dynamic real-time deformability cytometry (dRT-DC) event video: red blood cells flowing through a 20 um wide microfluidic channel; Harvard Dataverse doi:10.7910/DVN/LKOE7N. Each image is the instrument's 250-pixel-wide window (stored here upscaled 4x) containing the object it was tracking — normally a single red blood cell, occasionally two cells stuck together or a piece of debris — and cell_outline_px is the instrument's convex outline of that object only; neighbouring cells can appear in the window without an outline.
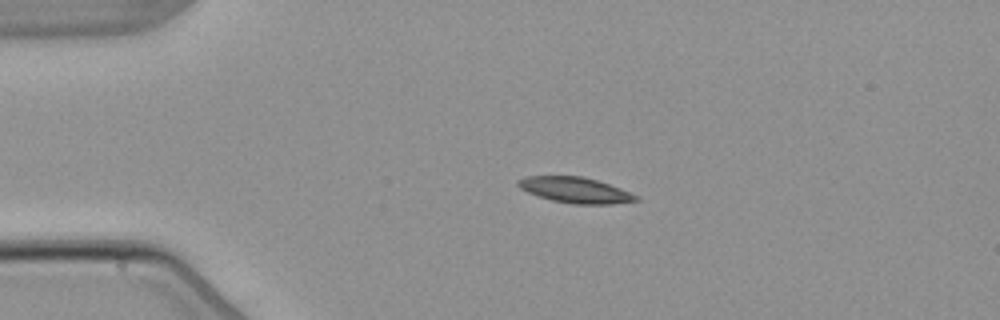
{"species": "common noctule bat (a hibernating species)", "species_latin": "Nyctalus noctula", "temperature_condition": "warm", "stored_images_in_passage": 5, "camera_frame_rate_fps": 3000, "um_per_image_px": 0.085, "animal": {"sex": "male", "body_mass_g": 21.5, "forearm_length_mm": 52.0}, "frame": {"image": 1, "passage_image": 4, "time_ms": 3.667, "image_size_px": [1000, 320], "cell_outline_px": [[640, 200], [612, 204], [572, 204], [552, 200], [528, 192], [520, 188], [516, 184], [516, 180], [524, 176], [580, 176], [596, 180], [620, 188], [636, 196]], "centroid_in_image_um": [48.85, 16.15], "position_along_channel_um": 36.1, "area_um2": 17.46}}